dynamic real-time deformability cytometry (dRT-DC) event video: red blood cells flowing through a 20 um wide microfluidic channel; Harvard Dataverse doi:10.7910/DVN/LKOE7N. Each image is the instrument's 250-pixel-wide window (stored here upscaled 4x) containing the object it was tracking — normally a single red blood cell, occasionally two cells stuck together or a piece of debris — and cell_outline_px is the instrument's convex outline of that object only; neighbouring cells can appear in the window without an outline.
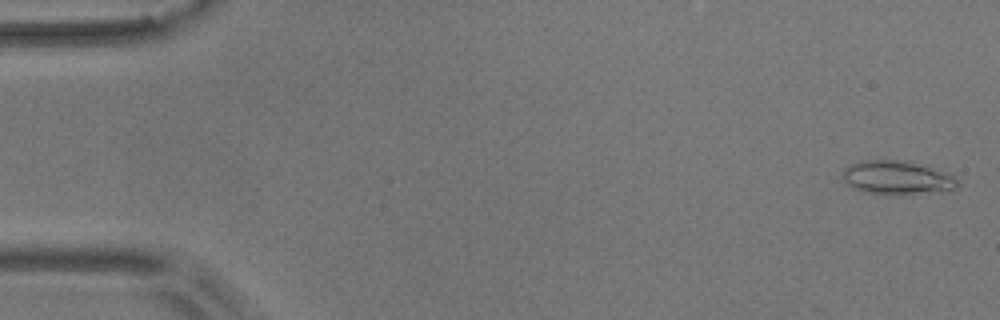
{"species": "common noctule bat (a hibernating species)", "species_latin": "Nyctalus noctula", "temperature_condition": "room temperature", "stored_images_in_passage": 11, "camera_frame_rate_fps": 3000, "um_per_image_px": 0.085, "animal": {"sex": "male", "body_mass_g": 17.9}, "frame": {"image": 1, "passage_image": 2, "time_ms": 0.333, "image_size_px": [1000, 320], "cell_outline_px": [[960, 184], [956, 188], [916, 192], [868, 192], [856, 188], [848, 184], [844, 180], [844, 168], [852, 164], [864, 160], [896, 160], [928, 168], [952, 176]], "centroid_in_image_um": [76.16, 15.07], "position_along_channel_um": 8.8, "area_um2": 20.58}}